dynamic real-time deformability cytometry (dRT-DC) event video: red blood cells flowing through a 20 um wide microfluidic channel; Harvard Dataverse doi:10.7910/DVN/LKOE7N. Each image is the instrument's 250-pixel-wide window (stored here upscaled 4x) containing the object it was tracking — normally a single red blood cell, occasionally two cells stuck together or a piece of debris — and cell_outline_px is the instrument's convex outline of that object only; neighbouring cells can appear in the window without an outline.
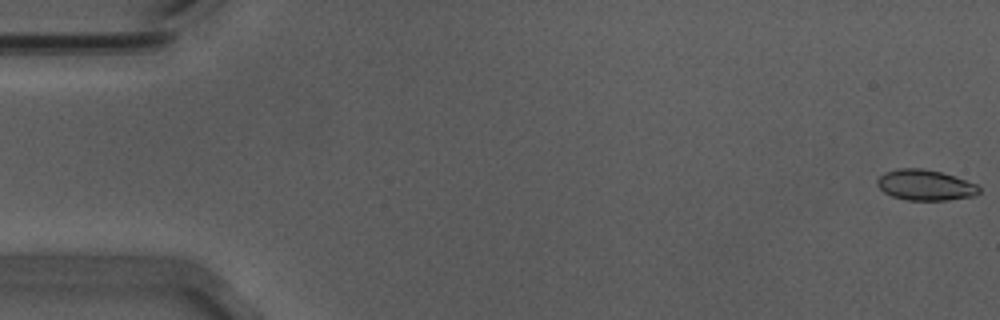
{"species": "Egyptian fruit bat (a non-hibernating species)", "species_latin": "Rousettus aegyptiacus", "temperature_condition": "warm", "stored_images_in_passage": 56, "camera_frame_rate_fps": 3000, "um_per_image_px": 0.085, "animal": {"sex": "male"}, "frame": {"image": 1, "passage_image": 1, "time_ms": 0.0, "image_size_px": [1000, 320], "cell_outline_px": [[980, 192], [976, 196], [948, 200], [908, 200], [892, 196], [884, 192], [876, 184], [876, 180], [884, 172], [900, 168], [920, 168], [940, 172], [976, 184], [980, 188]], "centroid_in_image_um": [78.63, 15.74], "position_along_channel_um": 6.4, "area_um2": 18.09}}
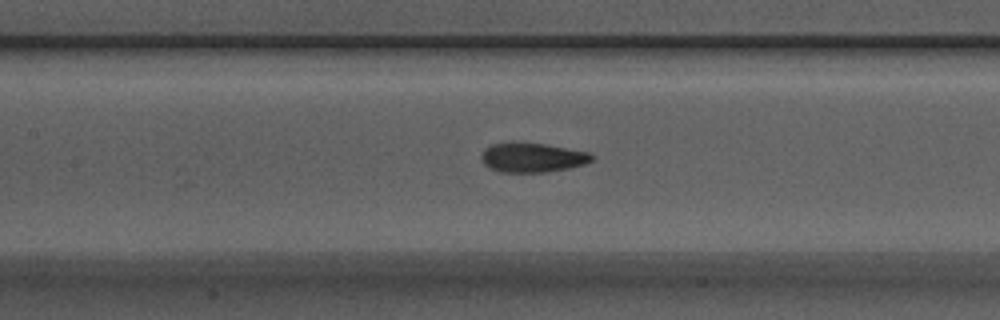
{"frame": {"image": 2, "passage_image": 26, "time_ms": 8.333, "image_size_px": [1000, 320], "cell_outline_px": [[596, 156], [592, 160], [584, 164], [568, 168], [548, 172], [500, 172], [488, 168], [484, 164], [480, 156], [484, 148], [492, 144], [544, 144], [588, 152]], "centroid_in_image_um": [45.24, 13.42], "position_along_channel_um": 162.2, "area_um2": 18.61}}
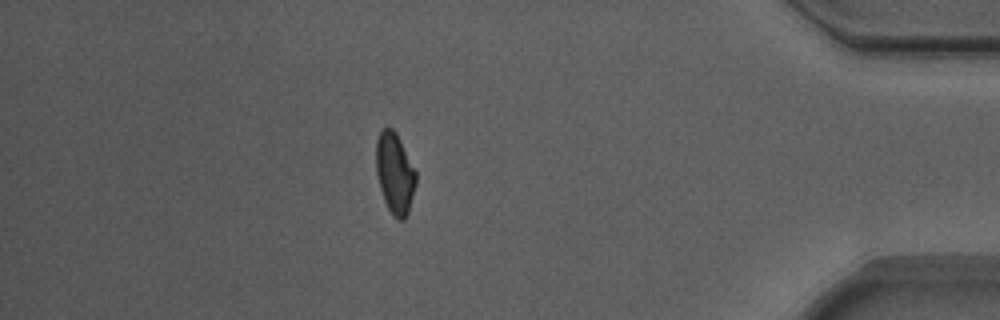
{"frame": {"image": 3, "passage_image": 49, "time_ms": 16.0, "image_size_px": [1000, 320], "cell_outline_px": [[416, 184], [408, 212], [404, 220], [396, 220], [392, 216], [384, 200], [380, 188], [376, 172], [376, 140], [380, 132], [384, 128], [392, 128], [396, 132], [416, 172]], "centroid_in_image_um": [33.55, 14.75], "position_along_channel_um": 401.6, "area_um2": 18.73}, "authors_computed_cell_mechanics": {"area_um2": 18.8139, "velocity_mm_per_s": 3.7129, "shape_relaxation_time_tau1_ms": null, "shape_relaxation_time_tau2_ms": 1.5326, "deformation_change_tau1": null, "deformation_change_tau2": 0.0686}}